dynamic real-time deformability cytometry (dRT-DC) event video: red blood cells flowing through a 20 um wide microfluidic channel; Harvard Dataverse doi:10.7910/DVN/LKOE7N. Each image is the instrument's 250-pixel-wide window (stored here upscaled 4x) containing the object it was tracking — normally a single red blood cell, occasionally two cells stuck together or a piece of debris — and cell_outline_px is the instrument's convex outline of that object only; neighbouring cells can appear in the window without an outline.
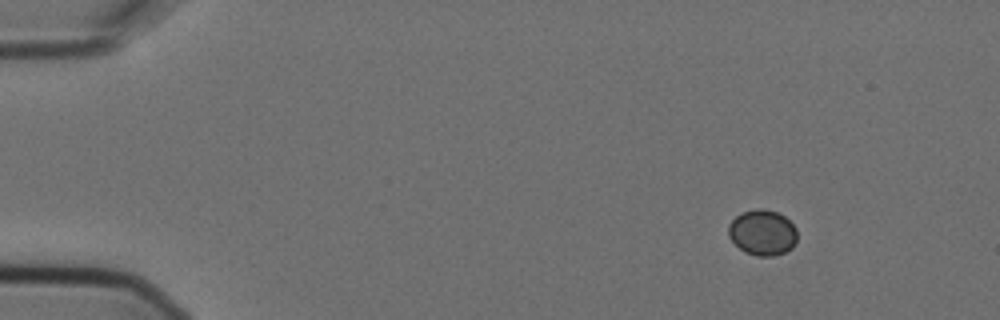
{"species": "Egyptian fruit bat (a non-hibernating species)", "species_latin": "Rousettus aegyptiacus", "temperature_condition": "cold", "stored_images_in_passage": 4, "camera_frame_rate_fps": 3000, "um_per_image_px": 0.085, "animal": {"sex": "female"}, "frame": {"image": 1, "passage_image": 1, "time_ms": 0.0, "image_size_px": [1000, 320], "cell_outline_px": [[796, 240], [792, 248], [784, 252], [772, 256], [756, 256], [744, 252], [728, 236], [728, 224], [740, 212], [756, 208], [764, 208], [776, 212], [784, 216], [796, 228]], "centroid_in_image_um": [64.79, 19.75], "position_along_channel_um": 20.2, "area_um2": 18.32}}
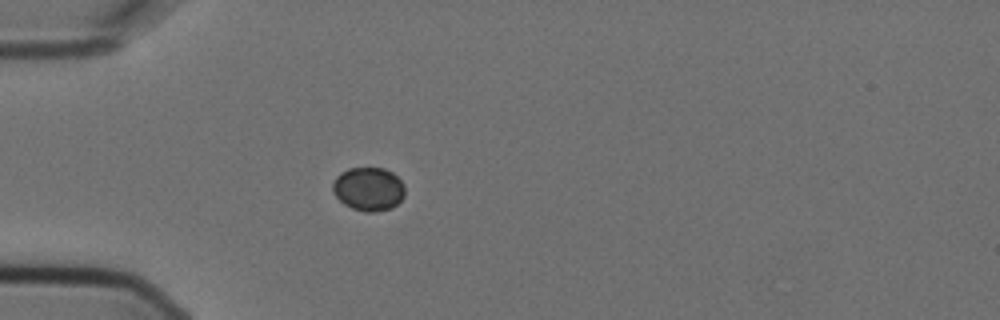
{"frame": {"image": 2, "passage_image": 4, "time_ms": 1.0, "image_size_px": [1000, 320], "cell_outline_px": [[404, 196], [392, 208], [376, 212], [364, 212], [352, 208], [344, 204], [332, 192], [332, 184], [336, 176], [340, 172], [348, 168], [384, 168], [392, 172], [404, 184]], "centroid_in_image_um": [31.31, 16.06], "position_along_channel_um": 53.7, "area_um2": 18.44}}